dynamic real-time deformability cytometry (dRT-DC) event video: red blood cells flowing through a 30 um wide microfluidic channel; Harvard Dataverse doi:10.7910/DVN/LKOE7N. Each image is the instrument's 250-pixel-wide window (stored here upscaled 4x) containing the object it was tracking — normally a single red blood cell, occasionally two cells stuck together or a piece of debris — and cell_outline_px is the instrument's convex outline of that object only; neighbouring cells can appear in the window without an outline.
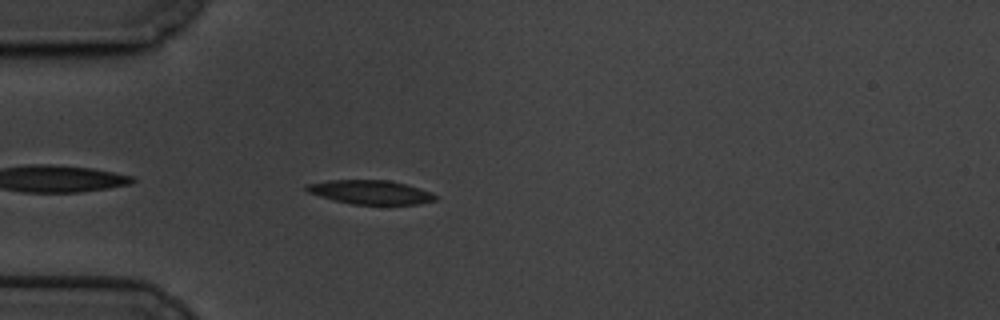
{"species": "common noctule bat (a hibernating species)", "species_latin": "Nyctalus noctula", "temperature_condition": "cold", "stored_images_in_passage": 46, "camera_frame_rate_fps": 3000, "um_per_image_px": 0.085, "animal": {"sex": "male", "body_mass_g": 19.5, "forearm_length_mm": 54.6}, "frame": {"image": 1, "passage_image": 3, "time_ms": 0.667, "image_size_px": [1000, 320], "cell_outline_px": [[440, 196], [436, 200], [420, 204], [352, 204], [320, 196], [308, 192], [304, 188], [308, 184], [328, 180], [388, 180], [408, 184], [432, 192]], "centroid_in_image_um": [31.57, 16.33], "position_along_channel_um": 53.4, "area_um2": 18.03}}
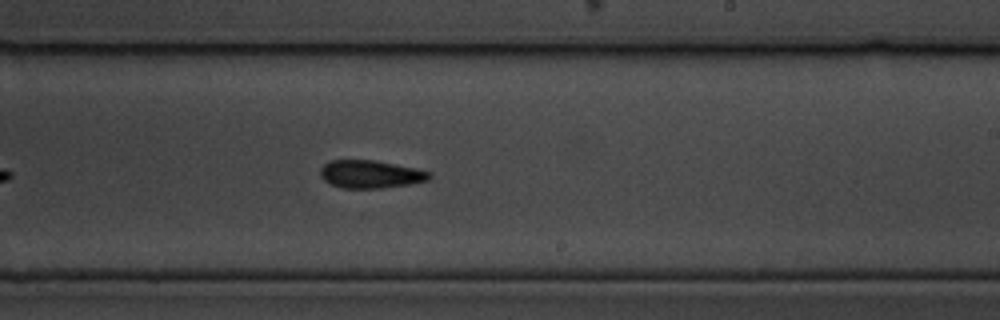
{"frame": {"image": 2, "passage_image": 22, "time_ms": 7.0, "image_size_px": [1000, 320], "cell_outline_px": [[432, 176], [428, 180], [408, 184], [380, 188], [340, 188], [324, 180], [320, 176], [320, 168], [328, 160], [376, 160], [416, 168], [432, 172]], "centroid_in_image_um": [31.48, 14.8], "position_along_channel_um": 257.5, "area_um2": 17.8}}
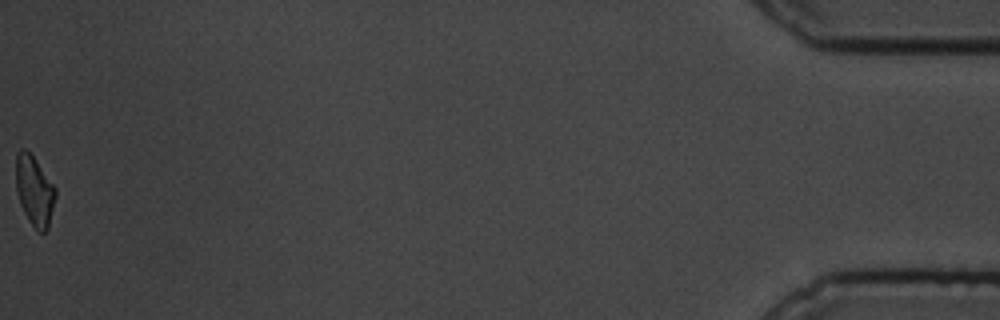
{"frame": {"image": 3, "passage_image": 46, "time_ms": 15.0, "image_size_px": [1000, 320], "cell_outline_px": [[56, 196], [48, 228], [44, 232], [36, 232], [28, 220], [20, 204], [16, 192], [16, 152], [20, 148], [24, 148], [32, 156], [56, 188]], "centroid_in_image_um": [2.91, 16.25], "position_along_channel_um": 432.3, "area_um2": 16.13}, "authors_computed_cell_mechanics": {"area_um2": 17.8024, "velocity_mm_per_s": 3.3765, "shape_relaxation_time_tau1_ms": 8.0393, "shape_relaxation_time_tau2_ms": 6.5466, "deformation_change_tau1": 0.1888, "deformation_change_tau2": 0.1261}}